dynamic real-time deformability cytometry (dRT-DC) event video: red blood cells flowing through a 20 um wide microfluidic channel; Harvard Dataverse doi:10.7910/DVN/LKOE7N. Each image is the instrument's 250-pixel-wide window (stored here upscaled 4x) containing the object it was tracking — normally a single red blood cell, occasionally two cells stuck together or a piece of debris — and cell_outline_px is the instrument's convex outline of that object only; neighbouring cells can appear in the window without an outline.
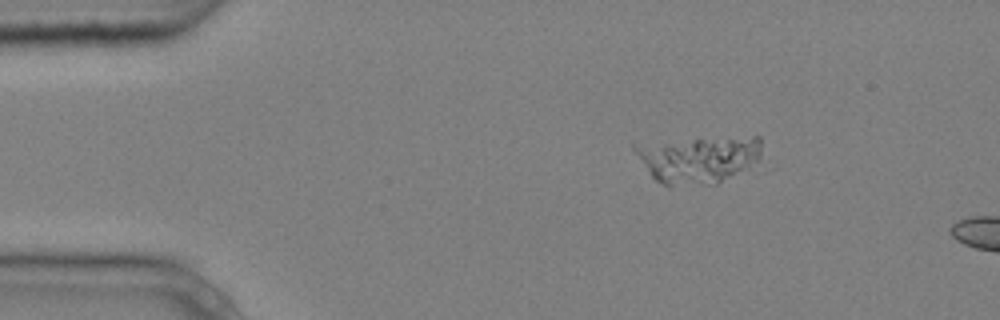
{"species": "common noctule bat (a hibernating species)", "species_latin": "Nyctalus noctula", "temperature_condition": "cold", "stored_images_in_passage": 3, "segment_of_instrument_passage": [1, 2], "camera_frame_rate_fps": 3000, "um_per_image_px": 0.085, "animal": {"sex": "male", "body_mass_g": 20.4}, "frame": {"image": 1, "passage_image": 2, "time_ms": 0.333, "image_size_px": [1000, 320], "cell_outline_px": [[760, 156], [748, 168], [716, 184], [668, 188], [656, 180], [652, 176], [632, 148], [632, 144], [752, 136], [760, 136]], "centroid_in_image_um": [59.34, 13.58], "position_along_channel_um": 25.7, "area_um2": 34.51}}